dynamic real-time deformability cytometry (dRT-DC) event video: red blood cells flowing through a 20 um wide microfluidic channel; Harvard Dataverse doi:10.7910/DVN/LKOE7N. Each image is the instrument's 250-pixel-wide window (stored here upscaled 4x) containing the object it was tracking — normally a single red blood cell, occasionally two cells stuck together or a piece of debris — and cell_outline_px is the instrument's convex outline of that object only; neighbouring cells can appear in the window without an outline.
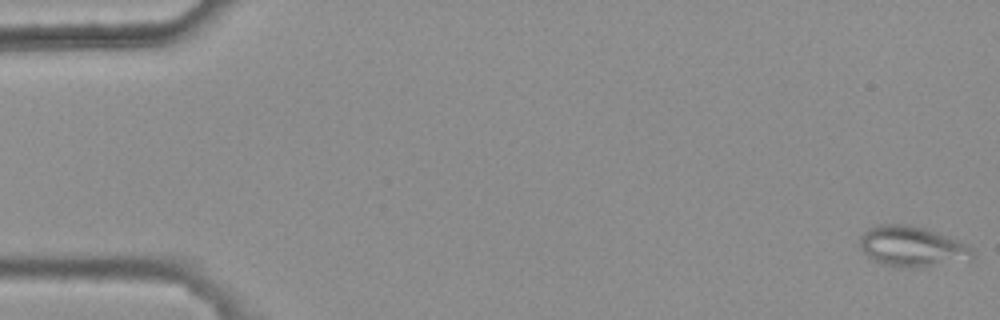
{"species": "common noctule bat (a hibernating species)", "species_latin": "Nyctalus noctula", "temperature_condition": "warm", "stored_images_in_passage": 5, "camera_frame_rate_fps": 3000, "um_per_image_px": 0.085, "animal": {"sex": "female", "body_mass_g": 25.1}, "frame": {"image": 1, "passage_image": 1, "time_ms": 0.0, "image_size_px": [1000, 320], "cell_outline_px": [[972, 260], [912, 268], [884, 264], [868, 256], [860, 248], [860, 236], [864, 232], [880, 224], [908, 224], [924, 228], [960, 240], [968, 244], [972, 248]], "centroid_in_image_um": [77.56, 20.94], "position_along_channel_um": 7.4, "area_um2": 26.36}}
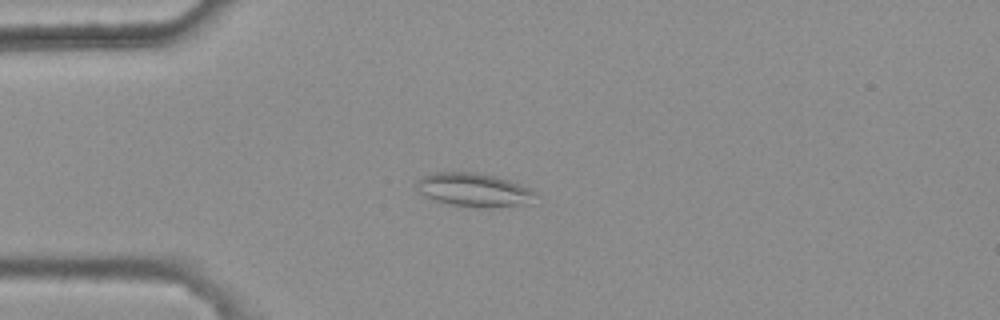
{"frame": {"image": 2, "passage_image": 4, "time_ms": 1.0, "image_size_px": [1000, 320], "cell_outline_px": [[540, 196], [532, 204], [492, 208], [452, 204], [436, 200], [424, 196], [420, 192], [416, 184], [424, 176], [432, 172], [472, 172], [496, 176], [532, 188], [540, 192]], "centroid_in_image_um": [40.44, 16.15], "position_along_channel_um": 44.6, "area_um2": 23.52}}